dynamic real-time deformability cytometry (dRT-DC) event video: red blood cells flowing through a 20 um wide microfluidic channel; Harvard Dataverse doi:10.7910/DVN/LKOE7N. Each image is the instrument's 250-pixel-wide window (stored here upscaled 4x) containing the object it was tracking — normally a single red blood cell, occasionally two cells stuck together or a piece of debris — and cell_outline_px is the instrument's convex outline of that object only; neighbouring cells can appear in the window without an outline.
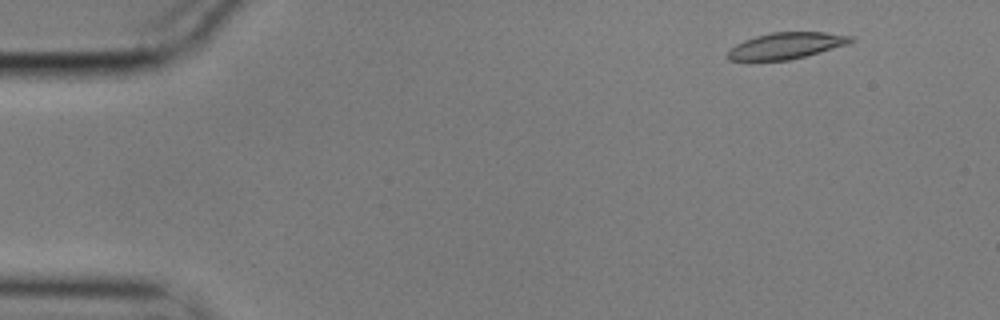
{"species": "common noctule bat (a hibernating species)", "species_latin": "Nyctalus noctula", "temperature_condition": "cold", "stored_images_in_passage": 32, "camera_frame_rate_fps": 3000, "um_per_image_px": 0.085, "animal": {"sex": "male", "body_mass_g": 17.9}, "frame": {"image": 1, "passage_image": 1, "time_ms": 0.0, "image_size_px": [1000, 320], "cell_outline_px": [[856, 40], [848, 44], [820, 52], [788, 60], [728, 60], [728, 52], [736, 44], [744, 40], [756, 36], [772, 32], [824, 32], [856, 36]], "centroid_in_image_um": [66.9, 3.87], "position_along_channel_um": 18.1, "area_um2": 18.79}}
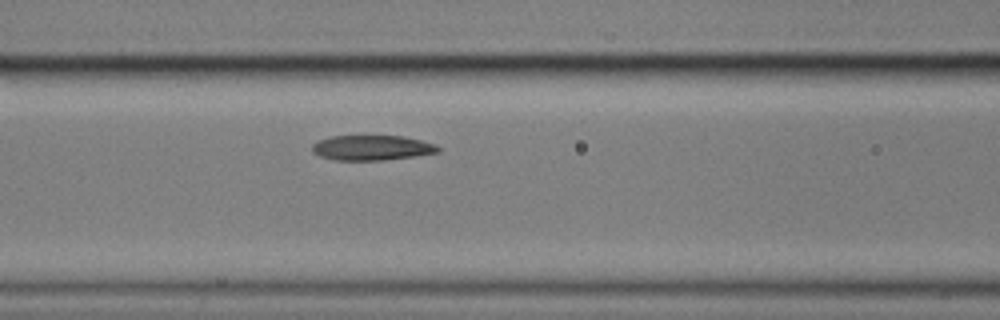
{"frame": {"image": 2, "passage_image": 19, "time_ms": 6.0, "image_size_px": [1000, 320], "cell_outline_px": [[440, 152], [416, 156], [384, 160], [332, 160], [320, 156], [312, 152], [312, 144], [316, 140], [332, 136], [404, 136], [436, 144], [440, 148]], "centroid_in_image_um": [31.6, 12.56], "position_along_channel_um": 135.0, "area_um2": 18.55}}
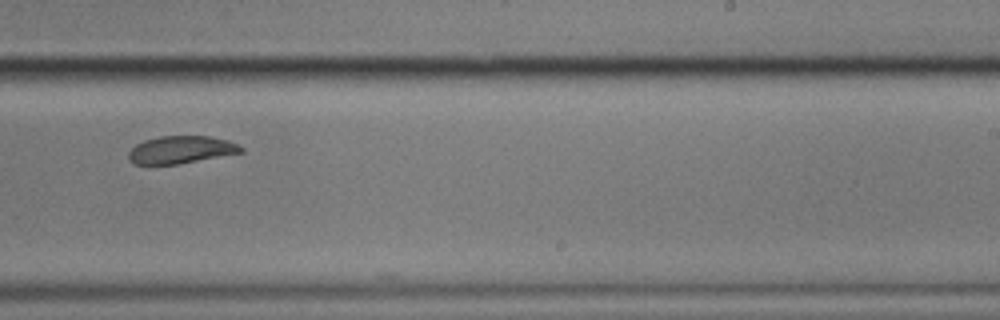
{"frame": {"image": 3, "passage_image": 31, "time_ms": 10.0, "image_size_px": [1000, 320], "cell_outline_px": [[244, 152], [176, 164], [132, 164], [128, 160], [128, 152], [136, 144], [144, 140], [160, 136], [208, 136], [228, 140], [244, 148]], "centroid_in_image_um": [15.36, 12.72], "position_along_channel_um": 273.6, "area_um2": 17.98}}